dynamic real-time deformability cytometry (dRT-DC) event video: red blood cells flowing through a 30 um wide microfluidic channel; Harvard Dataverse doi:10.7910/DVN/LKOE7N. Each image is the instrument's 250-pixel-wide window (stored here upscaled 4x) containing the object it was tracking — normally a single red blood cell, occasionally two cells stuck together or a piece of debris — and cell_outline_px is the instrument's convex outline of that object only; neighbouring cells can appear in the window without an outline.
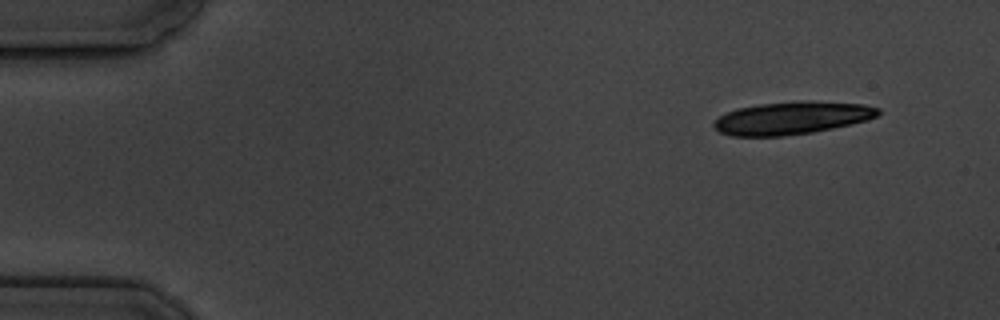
{"species": "common noctule bat (a hibernating species)", "species_latin": "Nyctalus noctula", "temperature_condition": "cold", "stored_images_in_passage": 10, "camera_frame_rate_fps": 3000, "um_per_image_px": 0.085, "animal": {"sex": "male", "body_mass_g": 19.5, "forearm_length_mm": 54.6}, "frame": {"image": 1, "passage_image": 1, "time_ms": 0.0, "image_size_px": [1000, 320], "cell_outline_px": [[880, 112], [876, 116], [868, 120], [852, 124], [812, 132], [784, 136], [732, 136], [720, 132], [712, 124], [720, 116], [736, 108], [760, 104], [800, 100], [804, 100], [864, 104], [880, 108]], "centroid_in_image_um": [67.33, 10.02], "position_along_channel_um": 17.7, "area_um2": 31.33}}
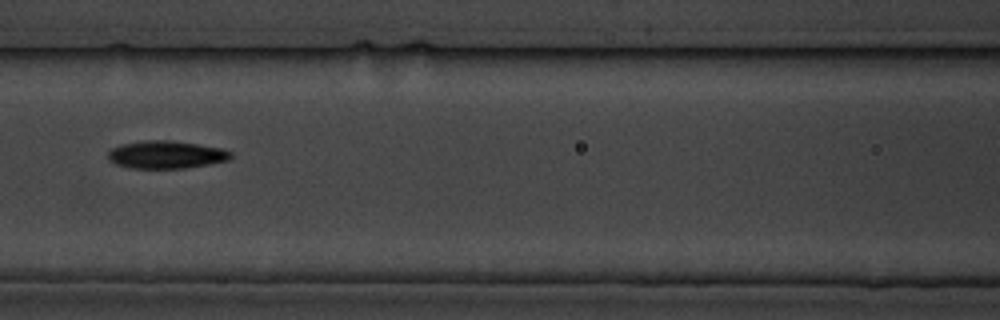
{"frame": {"image": 2, "passage_image": 7, "time_ms": 7.0, "image_size_px": [1000, 320], "cell_outline_px": [[232, 156], [228, 160], [208, 164], [184, 168], [132, 168], [116, 164], [108, 156], [108, 152], [112, 148], [124, 144], [148, 140], [160, 140], [196, 144], [224, 148], [232, 152]], "centroid_in_image_um": [14.16, 13.15], "position_along_channel_um": 152.4, "area_um2": 19.42}}
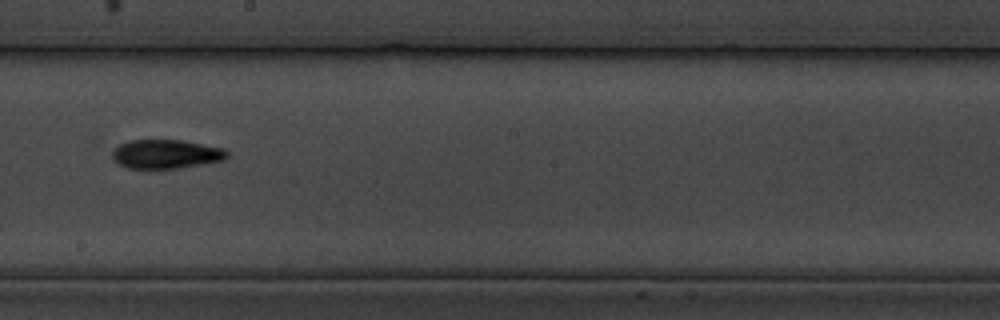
{"frame": {"image": 3, "passage_image": 9, "time_ms": 9.333, "image_size_px": [1000, 320], "cell_outline_px": [[228, 156], [224, 160], [180, 168], [128, 168], [116, 164], [112, 156], [112, 152], [120, 144], [128, 140], [184, 140], [224, 148], [228, 152]], "centroid_in_image_um": [14.11, 13.09], "position_along_channel_um": 234.1, "area_um2": 19.48}}